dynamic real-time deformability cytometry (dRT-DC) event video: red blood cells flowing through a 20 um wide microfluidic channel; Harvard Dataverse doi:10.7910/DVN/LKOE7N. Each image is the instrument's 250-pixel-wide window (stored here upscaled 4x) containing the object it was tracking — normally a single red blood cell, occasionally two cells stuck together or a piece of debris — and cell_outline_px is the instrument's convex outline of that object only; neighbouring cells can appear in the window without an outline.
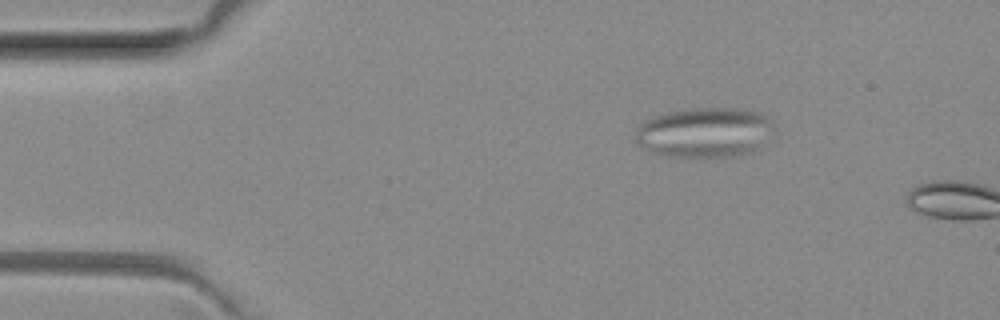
{"species": "common noctule bat (a hibernating species)", "species_latin": "Nyctalus noctula", "temperature_condition": "room temperature", "stored_images_in_passage": 4, "camera_frame_rate_fps": 3000, "um_per_image_px": 0.085, "animal": {"sex": "female", "body_mass_g": 29.2, "forearm_length_mm": 56.3}, "frame": {"image": 1, "passage_image": 3, "time_ms": 0.667, "image_size_px": [1000, 320], "cell_outline_px": [[772, 124], [756, 152], [736, 156], [668, 156], [656, 152], [640, 144], [636, 140], [636, 128], [644, 120], [652, 116], [668, 112], [692, 108], [736, 108], [756, 112], [768, 116], [772, 120]], "centroid_in_image_um": [59.87, 11.24], "position_along_channel_um": 25.1, "area_um2": 39.65}}